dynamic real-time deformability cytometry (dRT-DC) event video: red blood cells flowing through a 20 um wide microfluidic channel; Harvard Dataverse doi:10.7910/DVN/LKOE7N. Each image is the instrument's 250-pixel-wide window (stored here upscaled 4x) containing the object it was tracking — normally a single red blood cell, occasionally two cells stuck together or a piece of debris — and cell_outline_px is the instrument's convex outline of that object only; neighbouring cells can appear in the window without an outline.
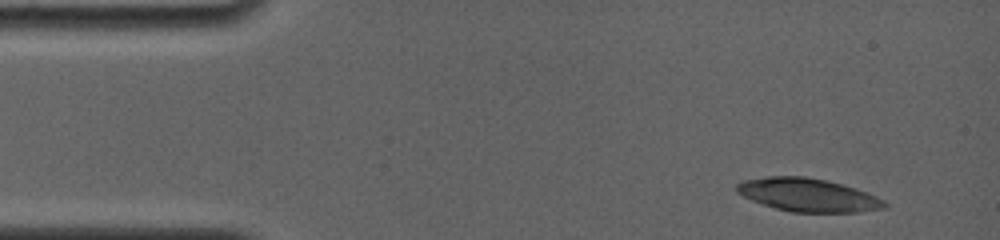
{"species": "common noctule bat (a hibernating species)", "species_latin": "Nyctalus noctula", "temperature_condition": "room temperature", "stored_images_in_passage": 5, "camera_frame_rate_fps": 4000, "um_per_image_px": 0.085, "animal": {"sex": "female", "body_mass_g": 19.0, "forearm_length_mm": 56.7}, "frame": {"image": 1, "passage_image": 1, "time_ms": 0.0, "image_size_px": [1000, 240], "cell_outline_px": [[888, 208], [856, 212], [792, 212], [776, 208], [752, 200], [736, 192], [736, 184], [744, 180], [768, 176], [804, 176], [828, 180], [856, 188], [876, 196], [884, 200], [888, 204]], "centroid_in_image_um": [68.71, 16.57], "position_along_channel_um": 16.3, "area_um2": 28.61}}